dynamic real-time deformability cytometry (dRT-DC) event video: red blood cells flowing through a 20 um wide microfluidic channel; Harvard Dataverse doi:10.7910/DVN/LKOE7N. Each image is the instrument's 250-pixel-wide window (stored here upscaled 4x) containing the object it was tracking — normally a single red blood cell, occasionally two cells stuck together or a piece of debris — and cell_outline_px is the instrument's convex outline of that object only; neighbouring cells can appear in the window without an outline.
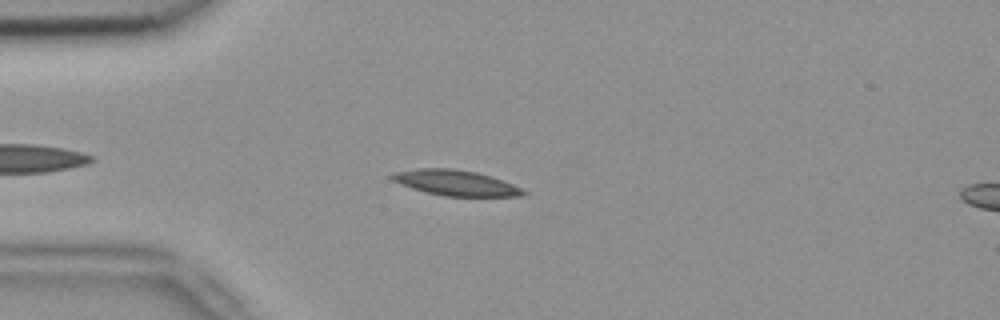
{"species": "common noctule bat (a hibernating species)", "species_latin": "Nyctalus noctula", "temperature_condition": "room temperature", "stored_images_in_passage": 7, "camera_frame_rate_fps": 3000, "um_per_image_px": 0.085, "animal": {"sex": "female", "body_mass_g": 18.4}, "frame": {"image": 1, "passage_image": 4, "time_ms": 1.0, "image_size_px": [1000, 320], "cell_outline_px": [[528, 192], [524, 196], [444, 196], [424, 192], [400, 184], [392, 180], [388, 176], [392, 172], [420, 168], [452, 168], [476, 172], [492, 176], [512, 184]], "centroid_in_image_um": [38.7, 15.54], "position_along_channel_um": 46.3, "area_um2": 19.59}}